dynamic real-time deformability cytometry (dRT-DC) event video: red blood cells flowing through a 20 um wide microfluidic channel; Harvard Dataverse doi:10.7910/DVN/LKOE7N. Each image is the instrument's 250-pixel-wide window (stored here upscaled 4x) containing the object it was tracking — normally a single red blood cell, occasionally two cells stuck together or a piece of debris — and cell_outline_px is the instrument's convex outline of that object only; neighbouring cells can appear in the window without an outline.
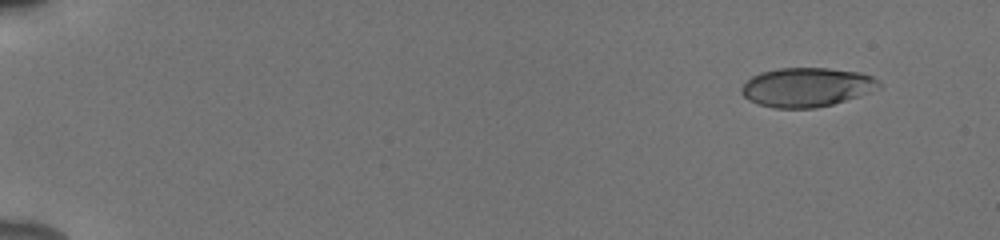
{"species": "human", "species_latin": "Homo sapiens", "temperature_condition": "cold", "stored_images_in_passage": 50, "camera_frame_rate_fps": 3000, "um_per_image_px": 0.085, "donor": {"sex": "male"}, "frame": {"image": 1, "passage_image": 1, "time_ms": 0.0, "image_size_px": [1000, 240], "cell_outline_px": [[880, 88], [832, 104], [816, 108], [776, 108], [760, 104], [748, 100], [740, 92], [740, 88], [752, 76], [760, 72], [780, 68], [828, 68], [860, 72], [872, 76], [880, 80]], "centroid_in_image_um": [68.56, 7.4], "position_along_channel_um": 16.4, "area_um2": 31.21}}
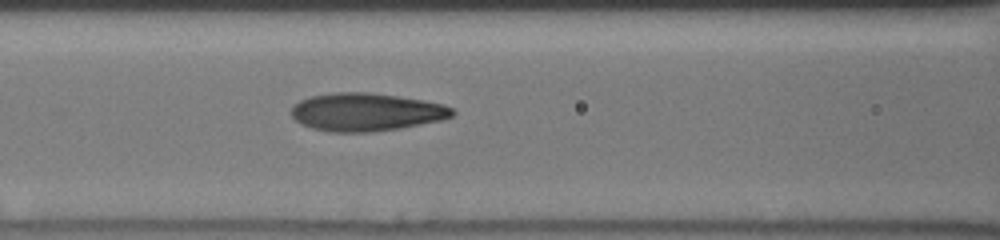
{"frame": {"image": 2, "passage_image": 22, "time_ms": 7.0, "image_size_px": [1000, 240], "cell_outline_px": [[456, 112], [452, 116], [440, 120], [400, 128], [372, 132], [328, 132], [312, 128], [300, 124], [292, 116], [292, 104], [308, 96], [336, 92], [368, 92], [396, 96], [444, 104], [452, 108]], "centroid_in_image_um": [31.08, 9.52], "position_along_channel_um": 135.5, "area_um2": 35.66}}
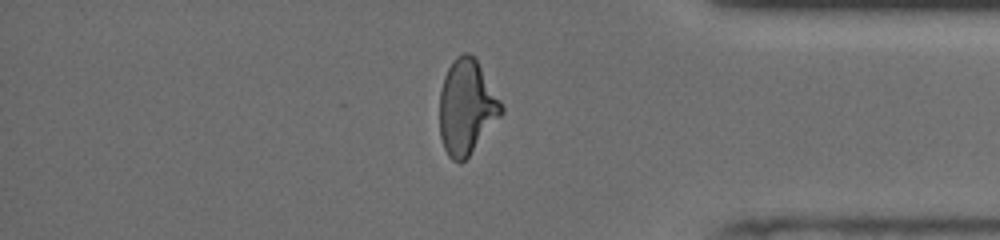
{"frame": {"image": 3, "passage_image": 43, "time_ms": 14.0, "image_size_px": [1000, 240], "cell_outline_px": [[504, 112], [468, 156], [460, 164], [452, 160], [448, 156], [444, 148], [440, 136], [440, 92], [444, 76], [452, 60], [456, 56], [464, 52], [468, 52], [476, 60], [500, 100], [504, 108]], "centroid_in_image_um": [39.64, 9.11], "position_along_channel_um": 395.6, "area_um2": 33.76}, "authors_computed_cell_mechanics": {"area_um2": 33.8419, "velocity_mm_per_s": 3.924, "shape_relaxation_time_tau1_ms": 5.3756, "shape_relaxation_time_tau2_ms": 1.2616, "deformation_change_tau1": 0.1971, "deformation_change_tau2": 0.0912}}